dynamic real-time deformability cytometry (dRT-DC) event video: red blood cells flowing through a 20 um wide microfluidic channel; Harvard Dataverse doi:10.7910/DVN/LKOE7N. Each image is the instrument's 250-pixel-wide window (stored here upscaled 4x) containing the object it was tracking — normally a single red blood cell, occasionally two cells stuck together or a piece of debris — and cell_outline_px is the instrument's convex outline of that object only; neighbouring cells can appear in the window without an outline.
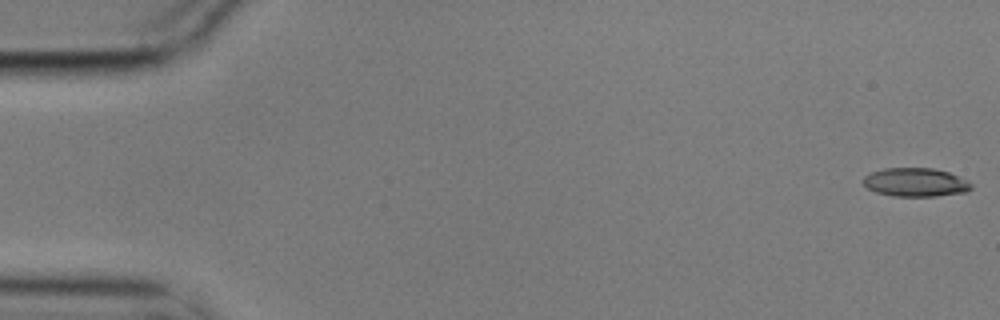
{"species": "common noctule bat (a hibernating species)", "species_latin": "Nyctalus noctula", "temperature_condition": "cold", "stored_images_in_passage": 5, "segment_of_instrument_passage": [2, 2], "camera_frame_rate_fps": 3000, "um_per_image_px": 0.085, "animal": {"sex": "male", "body_mass_g": 17.9}, "frame": {"image": 1, "passage_image": 5, "time_ms": 1.333, "image_size_px": [1000, 320], "cell_outline_px": [[972, 188], [968, 192], [936, 196], [892, 196], [876, 192], [868, 188], [860, 180], [864, 176], [872, 172], [884, 168], [932, 168], [948, 172], [968, 180], [972, 184]], "centroid_in_image_um": [77.82, 15.5], "position_along_channel_um": 7.2, "area_um2": 18.15}}